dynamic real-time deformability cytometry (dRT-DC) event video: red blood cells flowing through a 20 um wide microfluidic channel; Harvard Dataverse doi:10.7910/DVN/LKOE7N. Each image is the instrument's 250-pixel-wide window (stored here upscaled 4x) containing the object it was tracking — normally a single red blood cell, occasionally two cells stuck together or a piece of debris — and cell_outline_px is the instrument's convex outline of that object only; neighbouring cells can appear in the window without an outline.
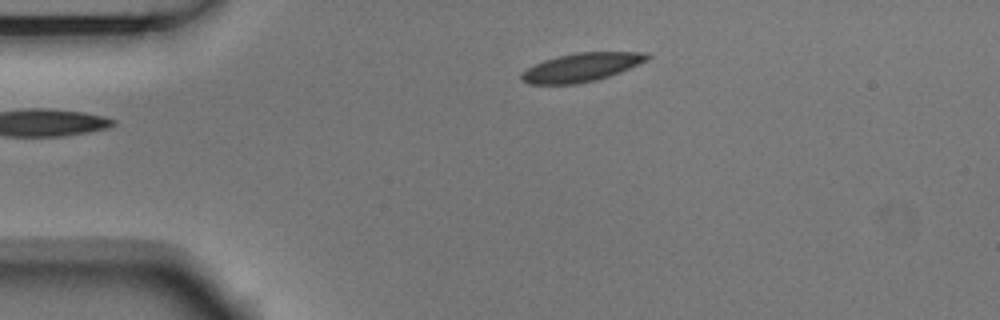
{"species": "Egyptian fruit bat (a non-hibernating species)", "species_latin": "Rousettus aegyptiacus", "temperature_condition": "room temperature", "stored_images_in_passage": 2, "camera_frame_rate_fps": 3000, "um_per_image_px": 0.085, "animal": {"sex": "male"}, "frame": {"image": 1, "passage_image": 1, "time_ms": 0.0, "image_size_px": [1000, 320], "cell_outline_px": [[652, 56], [648, 60], [620, 72], [596, 80], [576, 84], [528, 84], [520, 80], [520, 72], [544, 60], [556, 56], [576, 52], [648, 52]], "centroid_in_image_um": [49.41, 5.72], "position_along_channel_um": 35.6, "area_um2": 21.04}}